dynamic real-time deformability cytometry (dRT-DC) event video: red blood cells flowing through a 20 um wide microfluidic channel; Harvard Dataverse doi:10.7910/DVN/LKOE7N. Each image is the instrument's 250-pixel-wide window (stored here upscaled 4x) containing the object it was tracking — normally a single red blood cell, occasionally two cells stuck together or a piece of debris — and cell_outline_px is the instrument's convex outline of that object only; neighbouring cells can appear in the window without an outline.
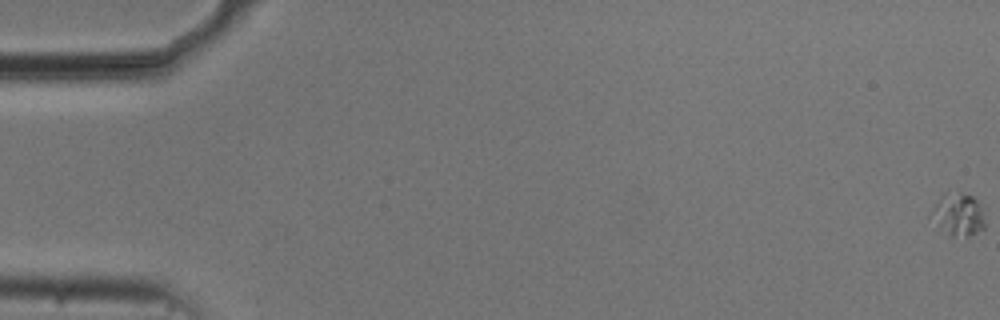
{"species": "common noctule bat (a hibernating species)", "species_latin": "Nyctalus noctula", "temperature_condition": "cold", "stored_images_in_passage": 57, "camera_frame_rate_fps": 3000, "um_per_image_px": 0.085, "animal": {"sex": "male", "body_mass_g": 20.5, "forearm_length_mm": 52.5}, "frame": {"image": 1, "passage_image": 1, "time_ms": 0.0, "image_size_px": [1000, 320], "cell_outline_px": [[984, 228], [968, 236], [952, 236], [928, 216], [944, 192], [972, 196], [984, 204]], "centroid_in_image_um": [81.5, 18.22], "position_along_channel_um": 3.5, "area_um2": 13.12}}
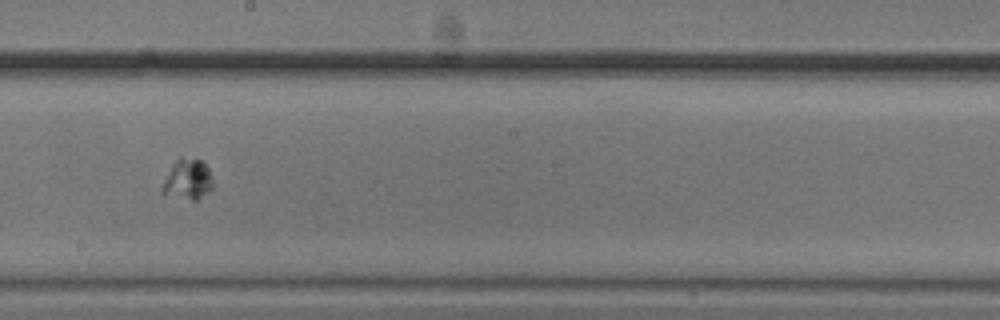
{"frame": {"image": 2, "passage_image": 33, "time_ms": 10.667, "image_size_px": [1000, 320], "cell_outline_px": [[212, 188], [196, 200], [192, 200], [160, 192], [160, 188], [172, 164], [180, 156], [200, 160], [208, 168], [212, 180]], "centroid_in_image_um": [15.93, 15.23], "position_along_channel_um": 232.3, "area_um2": 11.68}}
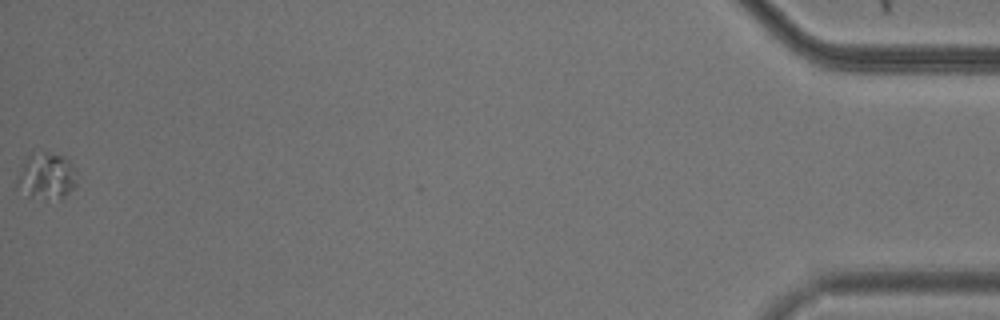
{"frame": {"image": 3, "passage_image": 57, "time_ms": 18.667, "image_size_px": [1000, 320], "cell_outline_px": [[76, 184], [60, 200], [28, 196], [16, 176], [24, 160], [32, 148], [64, 156], [72, 164], [76, 180]], "centroid_in_image_um": [3.95, 14.89], "position_along_channel_um": 431.3, "area_um2": 16.13}}